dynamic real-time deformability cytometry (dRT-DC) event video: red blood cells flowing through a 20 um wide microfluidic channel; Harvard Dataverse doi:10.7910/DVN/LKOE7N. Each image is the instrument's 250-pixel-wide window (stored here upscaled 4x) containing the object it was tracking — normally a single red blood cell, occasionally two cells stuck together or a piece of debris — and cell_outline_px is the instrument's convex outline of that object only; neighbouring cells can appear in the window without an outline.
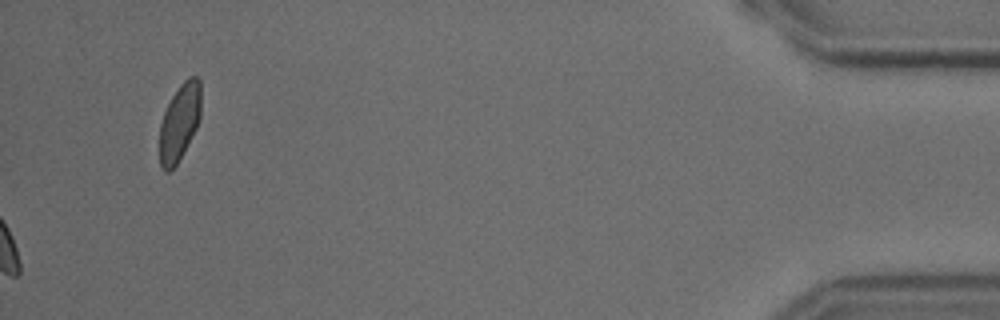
{"species": "common noctule bat (a hibernating species)", "species_latin": "Nyctalus noctula", "temperature_condition": "cold", "stored_images_in_passage": 47, "camera_frame_rate_fps": 3000, "um_per_image_px": 0.085, "animal": {"sex": "male", "body_mass_g": 18.8}, "frame": {"image": 1, "passage_image": 47, "time_ms": 15.333, "image_size_px": [1000, 320], "cell_outline_px": [[200, 120], [196, 128], [176, 164], [168, 172], [164, 172], [160, 164], [160, 124], [164, 112], [172, 96], [180, 84], [188, 76], [196, 76], [200, 80]], "centroid_in_image_um": [15.26, 10.36], "position_along_channel_um": 419.9, "area_um2": 18.32}}